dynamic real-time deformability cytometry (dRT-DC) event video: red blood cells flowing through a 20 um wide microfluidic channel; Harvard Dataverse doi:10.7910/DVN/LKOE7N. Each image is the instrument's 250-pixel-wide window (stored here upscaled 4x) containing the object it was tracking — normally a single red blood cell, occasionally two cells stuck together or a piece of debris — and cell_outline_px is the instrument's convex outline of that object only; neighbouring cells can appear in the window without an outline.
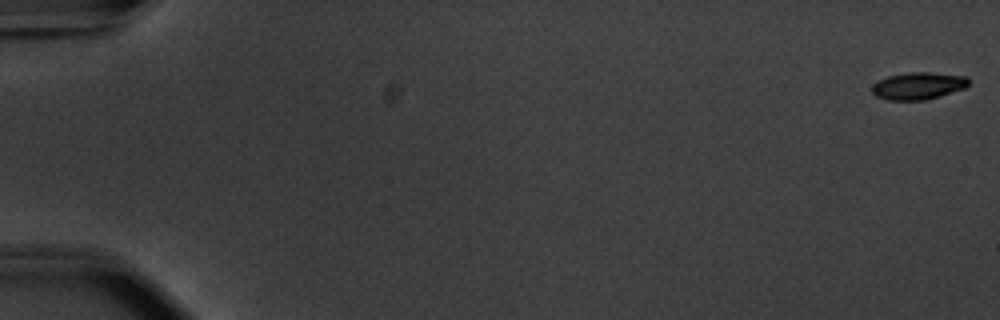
{"species": "common noctule bat (a hibernating species)", "species_latin": "Nyctalus noctula", "temperature_condition": "warm", "stored_images_in_passage": 18, "camera_frame_rate_fps": 3000, "um_per_image_px": 0.085, "animal": {"sex": "male", "body_mass_g": 20.1, "forearm_length_mm": 53.5}, "frame": {"image": 1, "passage_image": 1, "time_ms": 0.0, "image_size_px": [1000, 320], "cell_outline_px": [[968, 84], [964, 88], [940, 96], [924, 100], [888, 100], [876, 96], [872, 92], [872, 84], [888, 76], [908, 72], [928, 72], [968, 76]], "centroid_in_image_um": [78.04, 7.29], "position_along_channel_um": 7.0, "area_um2": 15.26}}
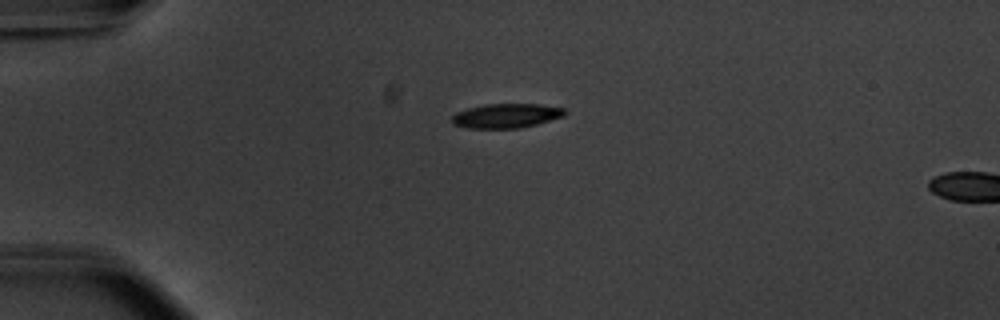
{"frame": {"image": 2, "passage_image": 15, "time_ms": 4.667, "image_size_px": [1000, 320], "cell_outline_px": [[568, 112], [564, 116], [536, 124], [520, 128], [468, 128], [452, 124], [452, 116], [456, 112], [468, 108], [484, 104], [540, 104], [564, 108]], "centroid_in_image_um": [43.04, 9.83], "position_along_channel_um": 42.0, "area_um2": 16.07}}